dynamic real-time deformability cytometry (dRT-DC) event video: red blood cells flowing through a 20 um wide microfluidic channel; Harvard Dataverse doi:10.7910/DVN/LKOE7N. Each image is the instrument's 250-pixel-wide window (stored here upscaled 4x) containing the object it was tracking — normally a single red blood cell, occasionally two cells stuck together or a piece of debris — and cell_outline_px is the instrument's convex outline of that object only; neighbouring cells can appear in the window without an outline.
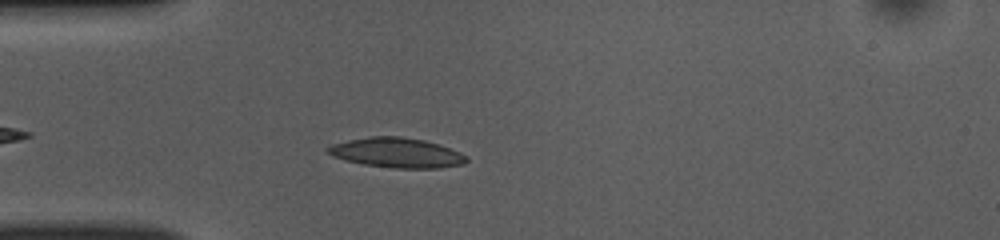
{"species": "common noctule bat (a hibernating species)", "species_latin": "Nyctalus noctula", "temperature_condition": "room temperature", "stored_images_in_passage": 29, "camera_frame_rate_fps": 3000, "um_per_image_px": 0.085, "animal": {"sex": "female", "body_mass_g": 10.0, "forearm_length_mm": 53.1}, "frame": {"image": 1, "passage_image": 6, "time_ms": 1.667, "image_size_px": [1000, 240], "cell_outline_px": [[468, 160], [464, 164], [440, 168], [392, 168], [364, 164], [344, 160], [332, 156], [324, 152], [324, 148], [332, 144], [348, 140], [368, 136], [400, 136], [424, 140], [440, 144], [460, 152], [468, 156]], "centroid_in_image_um": [33.7, 12.98], "position_along_channel_um": 51.3, "area_um2": 24.45}}
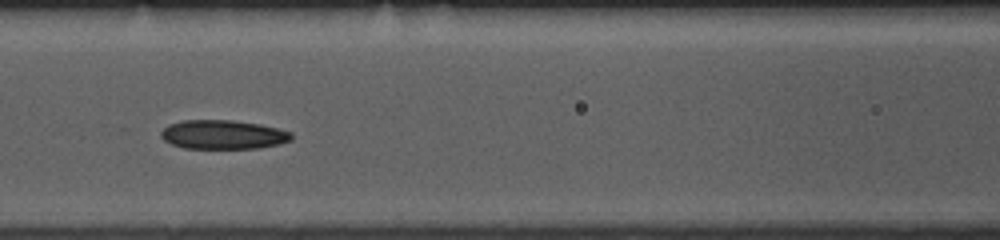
{"frame": {"image": 2, "passage_image": 14, "time_ms": 4.333, "image_size_px": [1000, 240], "cell_outline_px": [[292, 140], [280, 144], [260, 148], [184, 148], [172, 144], [164, 140], [160, 136], [160, 132], [168, 124], [184, 120], [232, 120], [260, 124], [292, 132]], "centroid_in_image_um": [18.96, 11.44], "position_along_channel_um": 147.6, "area_um2": 22.14}}
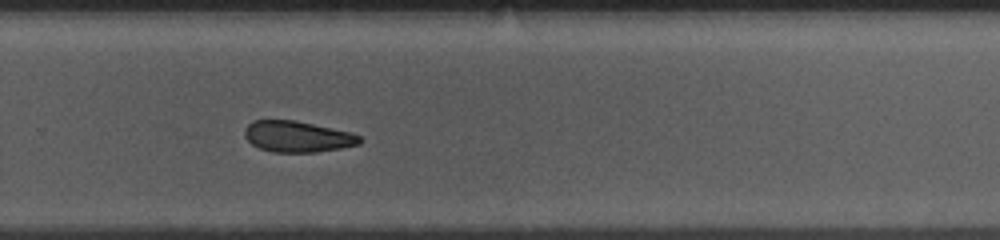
{"frame": {"image": 3, "passage_image": 26, "time_ms": 8.333, "image_size_px": [1000, 240], "cell_outline_px": [[360, 144], [340, 148], [316, 152], [272, 152], [260, 148], [252, 144], [244, 136], [244, 128], [252, 120], [292, 120], [312, 124], [348, 132], [360, 136]], "centroid_in_image_um": [25.22, 11.61], "position_along_channel_um": 304.6, "area_um2": 20.58}}